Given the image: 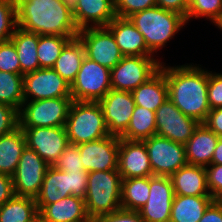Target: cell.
Wrapping results in <instances>:
<instances>
[{
	"mask_svg": "<svg viewBox=\"0 0 222 222\" xmlns=\"http://www.w3.org/2000/svg\"><path fill=\"white\" fill-rule=\"evenodd\" d=\"M200 64H185L160 68L165 73L168 86V98L186 116L203 123L209 113L208 70Z\"/></svg>",
	"mask_w": 222,
	"mask_h": 222,
	"instance_id": "1",
	"label": "cell"
},
{
	"mask_svg": "<svg viewBox=\"0 0 222 222\" xmlns=\"http://www.w3.org/2000/svg\"><path fill=\"white\" fill-rule=\"evenodd\" d=\"M17 27L38 35L77 36L73 13L60 0H15Z\"/></svg>",
	"mask_w": 222,
	"mask_h": 222,
	"instance_id": "2",
	"label": "cell"
},
{
	"mask_svg": "<svg viewBox=\"0 0 222 222\" xmlns=\"http://www.w3.org/2000/svg\"><path fill=\"white\" fill-rule=\"evenodd\" d=\"M128 18L143 35L154 56L187 24L183 15L158 6L133 13Z\"/></svg>",
	"mask_w": 222,
	"mask_h": 222,
	"instance_id": "3",
	"label": "cell"
},
{
	"mask_svg": "<svg viewBox=\"0 0 222 222\" xmlns=\"http://www.w3.org/2000/svg\"><path fill=\"white\" fill-rule=\"evenodd\" d=\"M121 191L122 177L118 170L89 172L84 201L92 222L121 208Z\"/></svg>",
	"mask_w": 222,
	"mask_h": 222,
	"instance_id": "4",
	"label": "cell"
},
{
	"mask_svg": "<svg viewBox=\"0 0 222 222\" xmlns=\"http://www.w3.org/2000/svg\"><path fill=\"white\" fill-rule=\"evenodd\" d=\"M65 128L69 143L76 145L110 135L98 102L72 101Z\"/></svg>",
	"mask_w": 222,
	"mask_h": 222,
	"instance_id": "5",
	"label": "cell"
},
{
	"mask_svg": "<svg viewBox=\"0 0 222 222\" xmlns=\"http://www.w3.org/2000/svg\"><path fill=\"white\" fill-rule=\"evenodd\" d=\"M72 97L24 101L19 127H62L66 125Z\"/></svg>",
	"mask_w": 222,
	"mask_h": 222,
	"instance_id": "6",
	"label": "cell"
},
{
	"mask_svg": "<svg viewBox=\"0 0 222 222\" xmlns=\"http://www.w3.org/2000/svg\"><path fill=\"white\" fill-rule=\"evenodd\" d=\"M111 89V70L85 56L70 85L72 100L98 102Z\"/></svg>",
	"mask_w": 222,
	"mask_h": 222,
	"instance_id": "7",
	"label": "cell"
},
{
	"mask_svg": "<svg viewBox=\"0 0 222 222\" xmlns=\"http://www.w3.org/2000/svg\"><path fill=\"white\" fill-rule=\"evenodd\" d=\"M156 56H124L111 69V88L132 92L145 83L159 69L161 61Z\"/></svg>",
	"mask_w": 222,
	"mask_h": 222,
	"instance_id": "8",
	"label": "cell"
},
{
	"mask_svg": "<svg viewBox=\"0 0 222 222\" xmlns=\"http://www.w3.org/2000/svg\"><path fill=\"white\" fill-rule=\"evenodd\" d=\"M146 145L153 176L170 177L187 165L183 144L158 135L143 140Z\"/></svg>",
	"mask_w": 222,
	"mask_h": 222,
	"instance_id": "9",
	"label": "cell"
},
{
	"mask_svg": "<svg viewBox=\"0 0 222 222\" xmlns=\"http://www.w3.org/2000/svg\"><path fill=\"white\" fill-rule=\"evenodd\" d=\"M85 56L102 66L114 68L124 57L112 33L106 27H88L79 31Z\"/></svg>",
	"mask_w": 222,
	"mask_h": 222,
	"instance_id": "10",
	"label": "cell"
},
{
	"mask_svg": "<svg viewBox=\"0 0 222 222\" xmlns=\"http://www.w3.org/2000/svg\"><path fill=\"white\" fill-rule=\"evenodd\" d=\"M49 165L27 146L23 149L12 176L15 196L36 198Z\"/></svg>",
	"mask_w": 222,
	"mask_h": 222,
	"instance_id": "11",
	"label": "cell"
},
{
	"mask_svg": "<svg viewBox=\"0 0 222 222\" xmlns=\"http://www.w3.org/2000/svg\"><path fill=\"white\" fill-rule=\"evenodd\" d=\"M24 101L71 97L70 84L53 68H40L23 75Z\"/></svg>",
	"mask_w": 222,
	"mask_h": 222,
	"instance_id": "12",
	"label": "cell"
},
{
	"mask_svg": "<svg viewBox=\"0 0 222 222\" xmlns=\"http://www.w3.org/2000/svg\"><path fill=\"white\" fill-rule=\"evenodd\" d=\"M156 135L185 145L200 124L183 114L168 98L155 111Z\"/></svg>",
	"mask_w": 222,
	"mask_h": 222,
	"instance_id": "13",
	"label": "cell"
},
{
	"mask_svg": "<svg viewBox=\"0 0 222 222\" xmlns=\"http://www.w3.org/2000/svg\"><path fill=\"white\" fill-rule=\"evenodd\" d=\"M26 146L33 149L49 166H53L69 144L65 126L20 127Z\"/></svg>",
	"mask_w": 222,
	"mask_h": 222,
	"instance_id": "14",
	"label": "cell"
},
{
	"mask_svg": "<svg viewBox=\"0 0 222 222\" xmlns=\"http://www.w3.org/2000/svg\"><path fill=\"white\" fill-rule=\"evenodd\" d=\"M119 145L120 138L115 135L78 144L84 170L87 172L117 170Z\"/></svg>",
	"mask_w": 222,
	"mask_h": 222,
	"instance_id": "15",
	"label": "cell"
},
{
	"mask_svg": "<svg viewBox=\"0 0 222 222\" xmlns=\"http://www.w3.org/2000/svg\"><path fill=\"white\" fill-rule=\"evenodd\" d=\"M98 103L109 134L120 137L126 131L136 106L132 93L111 89Z\"/></svg>",
	"mask_w": 222,
	"mask_h": 222,
	"instance_id": "16",
	"label": "cell"
},
{
	"mask_svg": "<svg viewBox=\"0 0 222 222\" xmlns=\"http://www.w3.org/2000/svg\"><path fill=\"white\" fill-rule=\"evenodd\" d=\"M150 196L138 211L145 222H169L175 196L170 177L150 176Z\"/></svg>",
	"mask_w": 222,
	"mask_h": 222,
	"instance_id": "17",
	"label": "cell"
},
{
	"mask_svg": "<svg viewBox=\"0 0 222 222\" xmlns=\"http://www.w3.org/2000/svg\"><path fill=\"white\" fill-rule=\"evenodd\" d=\"M117 170L122 179L153 176L148 151L143 141L120 138Z\"/></svg>",
	"mask_w": 222,
	"mask_h": 222,
	"instance_id": "18",
	"label": "cell"
},
{
	"mask_svg": "<svg viewBox=\"0 0 222 222\" xmlns=\"http://www.w3.org/2000/svg\"><path fill=\"white\" fill-rule=\"evenodd\" d=\"M106 28L124 56H154L146 46L143 35L129 20L116 16Z\"/></svg>",
	"mask_w": 222,
	"mask_h": 222,
	"instance_id": "19",
	"label": "cell"
},
{
	"mask_svg": "<svg viewBox=\"0 0 222 222\" xmlns=\"http://www.w3.org/2000/svg\"><path fill=\"white\" fill-rule=\"evenodd\" d=\"M73 16L79 30L106 27L116 17L115 4L111 0H77Z\"/></svg>",
	"mask_w": 222,
	"mask_h": 222,
	"instance_id": "20",
	"label": "cell"
},
{
	"mask_svg": "<svg viewBox=\"0 0 222 222\" xmlns=\"http://www.w3.org/2000/svg\"><path fill=\"white\" fill-rule=\"evenodd\" d=\"M218 140L219 137L212 130L200 123L184 145L188 164L210 165Z\"/></svg>",
	"mask_w": 222,
	"mask_h": 222,
	"instance_id": "21",
	"label": "cell"
},
{
	"mask_svg": "<svg viewBox=\"0 0 222 222\" xmlns=\"http://www.w3.org/2000/svg\"><path fill=\"white\" fill-rule=\"evenodd\" d=\"M175 195L211 196L204 166L187 164L171 176Z\"/></svg>",
	"mask_w": 222,
	"mask_h": 222,
	"instance_id": "22",
	"label": "cell"
},
{
	"mask_svg": "<svg viewBox=\"0 0 222 222\" xmlns=\"http://www.w3.org/2000/svg\"><path fill=\"white\" fill-rule=\"evenodd\" d=\"M39 213L47 222H92L84 199L73 195L44 206Z\"/></svg>",
	"mask_w": 222,
	"mask_h": 222,
	"instance_id": "23",
	"label": "cell"
},
{
	"mask_svg": "<svg viewBox=\"0 0 222 222\" xmlns=\"http://www.w3.org/2000/svg\"><path fill=\"white\" fill-rule=\"evenodd\" d=\"M71 196L69 175L54 166H49L39 194L35 198L38 212L46 205Z\"/></svg>",
	"mask_w": 222,
	"mask_h": 222,
	"instance_id": "24",
	"label": "cell"
},
{
	"mask_svg": "<svg viewBox=\"0 0 222 222\" xmlns=\"http://www.w3.org/2000/svg\"><path fill=\"white\" fill-rule=\"evenodd\" d=\"M131 93L137 106L156 111L168 99V86L164 71L160 68Z\"/></svg>",
	"mask_w": 222,
	"mask_h": 222,
	"instance_id": "25",
	"label": "cell"
},
{
	"mask_svg": "<svg viewBox=\"0 0 222 222\" xmlns=\"http://www.w3.org/2000/svg\"><path fill=\"white\" fill-rule=\"evenodd\" d=\"M213 201L212 196L175 195L169 222H199Z\"/></svg>",
	"mask_w": 222,
	"mask_h": 222,
	"instance_id": "26",
	"label": "cell"
},
{
	"mask_svg": "<svg viewBox=\"0 0 222 222\" xmlns=\"http://www.w3.org/2000/svg\"><path fill=\"white\" fill-rule=\"evenodd\" d=\"M26 139L20 127L0 136V173L13 176L19 163Z\"/></svg>",
	"mask_w": 222,
	"mask_h": 222,
	"instance_id": "27",
	"label": "cell"
},
{
	"mask_svg": "<svg viewBox=\"0 0 222 222\" xmlns=\"http://www.w3.org/2000/svg\"><path fill=\"white\" fill-rule=\"evenodd\" d=\"M84 58L85 49L83 43L78 37H75L64 46L52 68L71 85Z\"/></svg>",
	"mask_w": 222,
	"mask_h": 222,
	"instance_id": "28",
	"label": "cell"
},
{
	"mask_svg": "<svg viewBox=\"0 0 222 222\" xmlns=\"http://www.w3.org/2000/svg\"><path fill=\"white\" fill-rule=\"evenodd\" d=\"M10 40L16 47L21 75L40 69L37 57L38 34L17 27Z\"/></svg>",
	"mask_w": 222,
	"mask_h": 222,
	"instance_id": "29",
	"label": "cell"
},
{
	"mask_svg": "<svg viewBox=\"0 0 222 222\" xmlns=\"http://www.w3.org/2000/svg\"><path fill=\"white\" fill-rule=\"evenodd\" d=\"M154 135H156L155 111L136 105L126 131L119 138L143 141Z\"/></svg>",
	"mask_w": 222,
	"mask_h": 222,
	"instance_id": "30",
	"label": "cell"
},
{
	"mask_svg": "<svg viewBox=\"0 0 222 222\" xmlns=\"http://www.w3.org/2000/svg\"><path fill=\"white\" fill-rule=\"evenodd\" d=\"M149 196V177L122 179L121 208L139 211Z\"/></svg>",
	"mask_w": 222,
	"mask_h": 222,
	"instance_id": "31",
	"label": "cell"
},
{
	"mask_svg": "<svg viewBox=\"0 0 222 222\" xmlns=\"http://www.w3.org/2000/svg\"><path fill=\"white\" fill-rule=\"evenodd\" d=\"M37 213L35 198L14 196L0 206V222H29Z\"/></svg>",
	"mask_w": 222,
	"mask_h": 222,
	"instance_id": "32",
	"label": "cell"
},
{
	"mask_svg": "<svg viewBox=\"0 0 222 222\" xmlns=\"http://www.w3.org/2000/svg\"><path fill=\"white\" fill-rule=\"evenodd\" d=\"M77 36L38 35L37 57L40 68H52L64 46Z\"/></svg>",
	"mask_w": 222,
	"mask_h": 222,
	"instance_id": "33",
	"label": "cell"
},
{
	"mask_svg": "<svg viewBox=\"0 0 222 222\" xmlns=\"http://www.w3.org/2000/svg\"><path fill=\"white\" fill-rule=\"evenodd\" d=\"M23 102V75L0 71V103L20 111Z\"/></svg>",
	"mask_w": 222,
	"mask_h": 222,
	"instance_id": "34",
	"label": "cell"
},
{
	"mask_svg": "<svg viewBox=\"0 0 222 222\" xmlns=\"http://www.w3.org/2000/svg\"><path fill=\"white\" fill-rule=\"evenodd\" d=\"M200 17L206 18L218 27L222 23V0H192L189 3L186 22Z\"/></svg>",
	"mask_w": 222,
	"mask_h": 222,
	"instance_id": "35",
	"label": "cell"
},
{
	"mask_svg": "<svg viewBox=\"0 0 222 222\" xmlns=\"http://www.w3.org/2000/svg\"><path fill=\"white\" fill-rule=\"evenodd\" d=\"M17 28L15 0H0V42L10 40Z\"/></svg>",
	"mask_w": 222,
	"mask_h": 222,
	"instance_id": "36",
	"label": "cell"
},
{
	"mask_svg": "<svg viewBox=\"0 0 222 222\" xmlns=\"http://www.w3.org/2000/svg\"><path fill=\"white\" fill-rule=\"evenodd\" d=\"M0 71L21 74L16 47L11 40L0 42Z\"/></svg>",
	"mask_w": 222,
	"mask_h": 222,
	"instance_id": "37",
	"label": "cell"
},
{
	"mask_svg": "<svg viewBox=\"0 0 222 222\" xmlns=\"http://www.w3.org/2000/svg\"><path fill=\"white\" fill-rule=\"evenodd\" d=\"M53 166L61 171L84 170L78 145L69 143Z\"/></svg>",
	"mask_w": 222,
	"mask_h": 222,
	"instance_id": "38",
	"label": "cell"
},
{
	"mask_svg": "<svg viewBox=\"0 0 222 222\" xmlns=\"http://www.w3.org/2000/svg\"><path fill=\"white\" fill-rule=\"evenodd\" d=\"M157 6L156 0H117L115 3V15L128 18L133 13Z\"/></svg>",
	"mask_w": 222,
	"mask_h": 222,
	"instance_id": "39",
	"label": "cell"
},
{
	"mask_svg": "<svg viewBox=\"0 0 222 222\" xmlns=\"http://www.w3.org/2000/svg\"><path fill=\"white\" fill-rule=\"evenodd\" d=\"M19 127V111L0 103V136L9 134Z\"/></svg>",
	"mask_w": 222,
	"mask_h": 222,
	"instance_id": "40",
	"label": "cell"
},
{
	"mask_svg": "<svg viewBox=\"0 0 222 222\" xmlns=\"http://www.w3.org/2000/svg\"><path fill=\"white\" fill-rule=\"evenodd\" d=\"M207 93L210 109L222 108V73L208 70Z\"/></svg>",
	"mask_w": 222,
	"mask_h": 222,
	"instance_id": "41",
	"label": "cell"
},
{
	"mask_svg": "<svg viewBox=\"0 0 222 222\" xmlns=\"http://www.w3.org/2000/svg\"><path fill=\"white\" fill-rule=\"evenodd\" d=\"M69 175L71 195L85 199L88 174L86 170L64 171Z\"/></svg>",
	"mask_w": 222,
	"mask_h": 222,
	"instance_id": "42",
	"label": "cell"
},
{
	"mask_svg": "<svg viewBox=\"0 0 222 222\" xmlns=\"http://www.w3.org/2000/svg\"><path fill=\"white\" fill-rule=\"evenodd\" d=\"M207 186L213 198L222 193V164H210L205 167Z\"/></svg>",
	"mask_w": 222,
	"mask_h": 222,
	"instance_id": "43",
	"label": "cell"
},
{
	"mask_svg": "<svg viewBox=\"0 0 222 222\" xmlns=\"http://www.w3.org/2000/svg\"><path fill=\"white\" fill-rule=\"evenodd\" d=\"M93 222H145L138 211L123 208L96 218Z\"/></svg>",
	"mask_w": 222,
	"mask_h": 222,
	"instance_id": "44",
	"label": "cell"
},
{
	"mask_svg": "<svg viewBox=\"0 0 222 222\" xmlns=\"http://www.w3.org/2000/svg\"><path fill=\"white\" fill-rule=\"evenodd\" d=\"M203 124L218 137H222V108L210 110Z\"/></svg>",
	"mask_w": 222,
	"mask_h": 222,
	"instance_id": "45",
	"label": "cell"
},
{
	"mask_svg": "<svg viewBox=\"0 0 222 222\" xmlns=\"http://www.w3.org/2000/svg\"><path fill=\"white\" fill-rule=\"evenodd\" d=\"M157 6L165 10L176 12L183 15L185 18L189 10V3L187 0H156Z\"/></svg>",
	"mask_w": 222,
	"mask_h": 222,
	"instance_id": "46",
	"label": "cell"
},
{
	"mask_svg": "<svg viewBox=\"0 0 222 222\" xmlns=\"http://www.w3.org/2000/svg\"><path fill=\"white\" fill-rule=\"evenodd\" d=\"M15 196L11 176L0 173V206Z\"/></svg>",
	"mask_w": 222,
	"mask_h": 222,
	"instance_id": "47",
	"label": "cell"
},
{
	"mask_svg": "<svg viewBox=\"0 0 222 222\" xmlns=\"http://www.w3.org/2000/svg\"><path fill=\"white\" fill-rule=\"evenodd\" d=\"M199 222H222V209L221 207L213 201Z\"/></svg>",
	"mask_w": 222,
	"mask_h": 222,
	"instance_id": "48",
	"label": "cell"
},
{
	"mask_svg": "<svg viewBox=\"0 0 222 222\" xmlns=\"http://www.w3.org/2000/svg\"><path fill=\"white\" fill-rule=\"evenodd\" d=\"M211 164H222V137H219L211 160Z\"/></svg>",
	"mask_w": 222,
	"mask_h": 222,
	"instance_id": "49",
	"label": "cell"
},
{
	"mask_svg": "<svg viewBox=\"0 0 222 222\" xmlns=\"http://www.w3.org/2000/svg\"><path fill=\"white\" fill-rule=\"evenodd\" d=\"M65 3V6L73 13L76 9L77 0H60Z\"/></svg>",
	"mask_w": 222,
	"mask_h": 222,
	"instance_id": "50",
	"label": "cell"
},
{
	"mask_svg": "<svg viewBox=\"0 0 222 222\" xmlns=\"http://www.w3.org/2000/svg\"><path fill=\"white\" fill-rule=\"evenodd\" d=\"M29 222H47V220L38 212Z\"/></svg>",
	"mask_w": 222,
	"mask_h": 222,
	"instance_id": "51",
	"label": "cell"
},
{
	"mask_svg": "<svg viewBox=\"0 0 222 222\" xmlns=\"http://www.w3.org/2000/svg\"><path fill=\"white\" fill-rule=\"evenodd\" d=\"M214 201L221 207L222 209V193L214 198Z\"/></svg>",
	"mask_w": 222,
	"mask_h": 222,
	"instance_id": "52",
	"label": "cell"
},
{
	"mask_svg": "<svg viewBox=\"0 0 222 222\" xmlns=\"http://www.w3.org/2000/svg\"><path fill=\"white\" fill-rule=\"evenodd\" d=\"M218 28L222 31V23L218 26Z\"/></svg>",
	"mask_w": 222,
	"mask_h": 222,
	"instance_id": "53",
	"label": "cell"
}]
</instances>
